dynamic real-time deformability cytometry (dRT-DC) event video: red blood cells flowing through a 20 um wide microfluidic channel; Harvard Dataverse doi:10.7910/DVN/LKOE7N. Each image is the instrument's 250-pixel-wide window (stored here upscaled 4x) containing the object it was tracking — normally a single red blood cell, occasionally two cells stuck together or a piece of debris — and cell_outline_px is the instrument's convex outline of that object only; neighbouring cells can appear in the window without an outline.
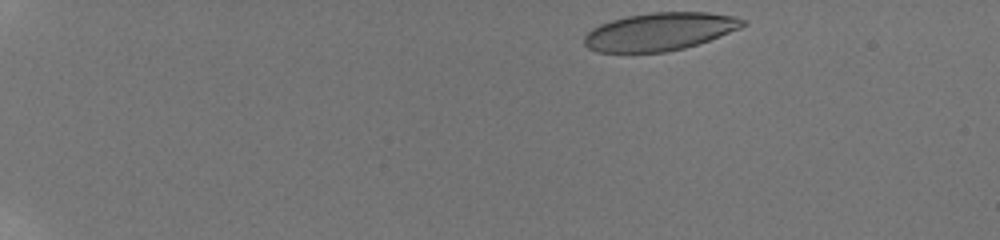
{"species": "human", "species_latin": "Homo sapiens", "temperature_condition": "room temperature", "stored_images_in_passage": 22, "camera_frame_rate_fps": 3000, "um_per_image_px": 0.085, "donor": {"sex": "male"}, "frame": {"image": 1, "passage_image": 1, "time_ms": 0.0, "image_size_px": [1000, 240], "cell_outline_px": [[748, 24], [740, 28], [708, 40], [684, 48], [664, 52], [596, 52], [588, 48], [584, 44], [584, 36], [592, 28], [600, 24], [612, 20], [628, 16], [652, 12], [708, 12], [732, 16], [748, 20]], "centroid_in_image_um": [56.07, 2.68], "position_along_channel_um": 28.9, "area_um2": 34.85}}
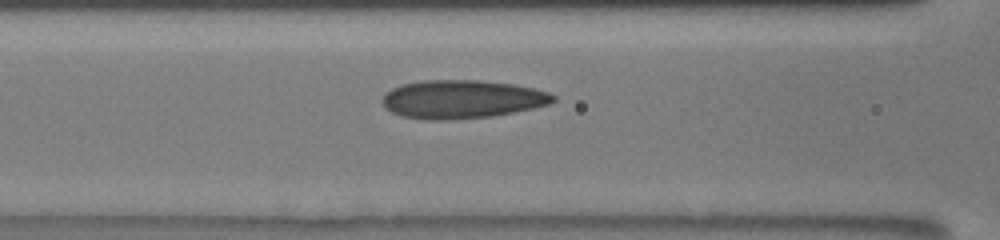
{"frame": {"image": 2, "passage_image": 13, "time_ms": 6.0, "image_size_px": [1000, 240], "cell_outline_px": [[556, 100], [548, 104], [532, 108], [492, 116], [436, 120], [432, 120], [400, 116], [392, 112], [380, 100], [384, 92], [400, 84], [424, 80], [480, 80], [512, 84], [532, 88], [548, 92], [556, 96]], "centroid_in_image_um": [39.22, 8.42], "position_along_channel_um": 127.4, "area_um2": 38.03}}
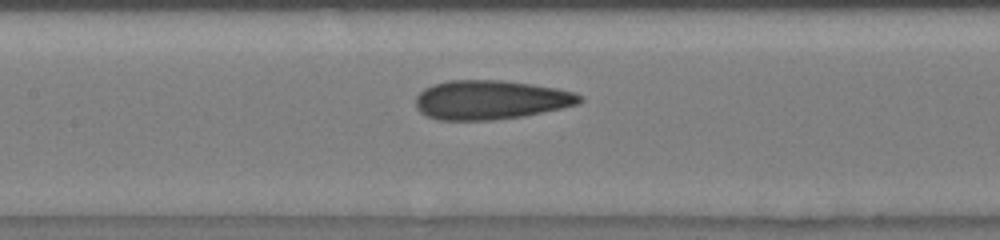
{"frame": {"image": 3, "passage_image": 18, "time_ms": 7.0, "image_size_px": [1000, 240], "cell_outline_px": [[584, 100], [580, 104], [524, 116], [492, 120], [440, 120], [428, 116], [420, 112], [416, 108], [416, 96], [424, 88], [432, 84], [448, 80], [500, 80], [532, 84], [556, 88], [576, 92]], "centroid_in_image_um": [41.7, 8.48], "position_along_channel_um": 165.7, "area_um2": 37.57}}